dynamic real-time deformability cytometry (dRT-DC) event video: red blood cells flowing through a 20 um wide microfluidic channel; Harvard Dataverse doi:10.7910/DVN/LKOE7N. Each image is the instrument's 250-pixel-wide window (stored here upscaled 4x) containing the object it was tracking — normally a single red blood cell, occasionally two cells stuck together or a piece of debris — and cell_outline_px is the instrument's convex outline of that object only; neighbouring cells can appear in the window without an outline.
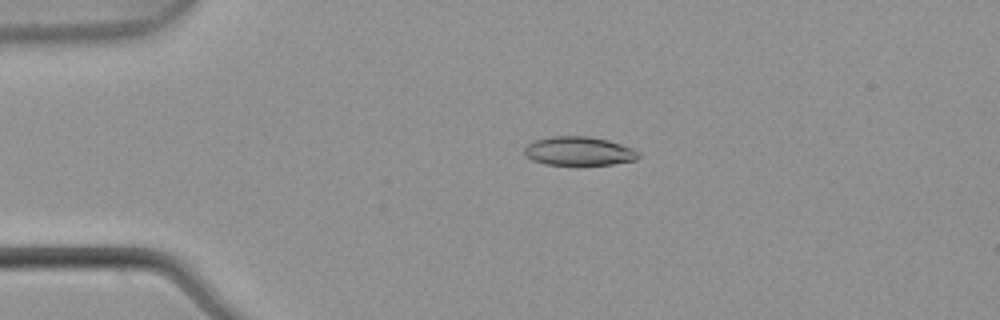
{"species": "common noctule bat (a hibernating species)", "species_latin": "Nyctalus noctula", "temperature_condition": "warm", "stored_images_in_passage": 3, "camera_frame_rate_fps": 3000, "um_per_image_px": 0.085, "animal": {"sex": "male", "body_mass_g": 21.5, "forearm_length_mm": 52.0}, "frame": {"image": 1, "passage_image": 2, "time_ms": 0.333, "image_size_px": [1000, 320], "cell_outline_px": [[640, 156], [636, 160], [612, 164], [544, 164], [532, 160], [524, 152], [524, 148], [532, 140], [552, 136], [588, 136], [608, 140], [632, 148], [640, 152]], "centroid_in_image_um": [49.2, 12.83], "position_along_channel_um": 35.8, "area_um2": 19.07}}